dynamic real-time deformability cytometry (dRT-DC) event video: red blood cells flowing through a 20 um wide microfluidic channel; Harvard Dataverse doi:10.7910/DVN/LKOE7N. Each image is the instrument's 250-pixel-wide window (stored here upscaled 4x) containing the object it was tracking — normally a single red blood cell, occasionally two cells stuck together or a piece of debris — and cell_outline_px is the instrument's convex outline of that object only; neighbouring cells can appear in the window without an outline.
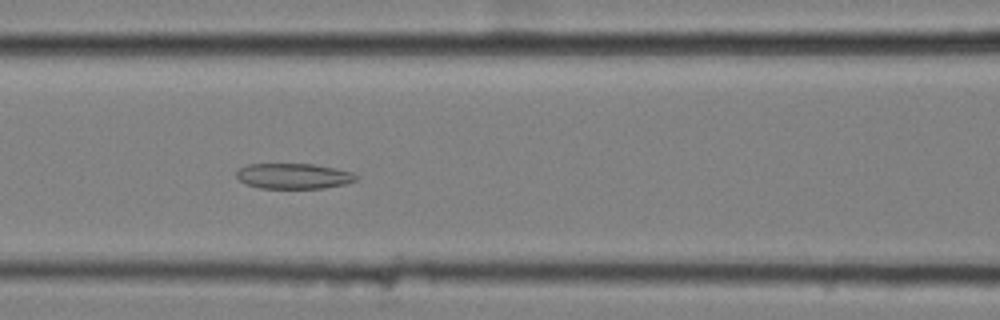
{"species": "common noctule bat (a hibernating species)", "species_latin": "Nyctalus noctula", "temperature_condition": "cold", "stored_images_in_passage": 52, "segment_of_instrument_passage": [1, 2], "camera_frame_rate_fps": 3000, "um_per_image_px": 0.085, "animal": {"sex": "female", "body_mass_g": 25.1}, "frame": {"image": 1, "passage_image": 19, "time_ms": 6.0, "image_size_px": [1000, 320], "cell_outline_px": [[360, 176], [356, 180], [344, 184], [324, 188], [260, 188], [244, 184], [236, 176], [236, 172], [240, 168], [248, 164], [312, 164], [352, 172]], "centroid_in_image_um": [24.94, 14.97], "position_along_channel_um": 141.7, "area_um2": 17.69}}
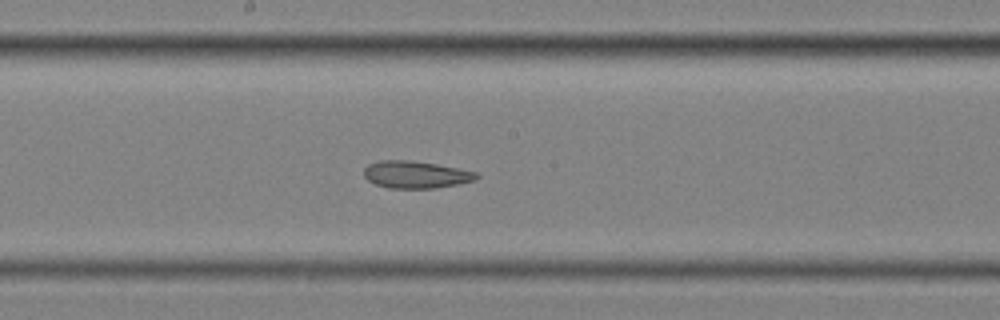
{"frame": {"image": 2, "passage_image": 25, "time_ms": 8.0, "image_size_px": [1000, 320], "cell_outline_px": [[480, 176], [476, 180], [460, 184], [436, 188], [388, 188], [376, 184], [368, 180], [364, 176], [364, 168], [368, 164], [380, 160], [408, 160], [436, 164], [476, 172]], "centroid_in_image_um": [35.34, 14.84], "position_along_channel_um": 212.9, "area_um2": 17.86}}
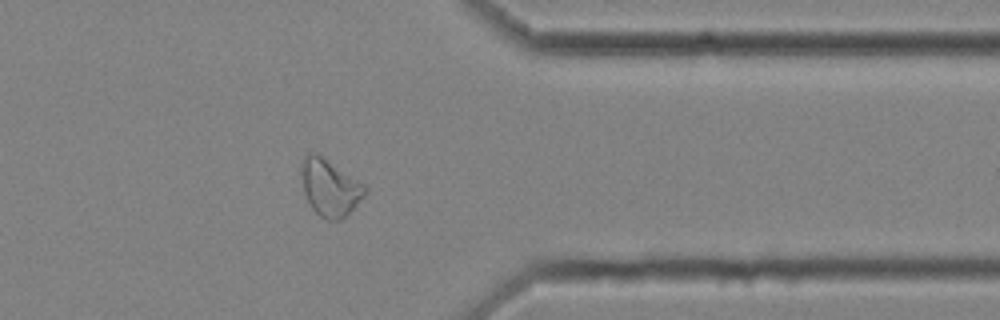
{"frame": {"image": 3, "passage_image": 40, "time_ms": 13.0, "image_size_px": [1000, 320], "cell_outline_px": [[368, 192], [340, 220], [324, 220], [312, 208], [304, 192], [300, 172], [300, 164], [304, 156], [308, 152], [316, 152], [364, 184], [368, 188]], "centroid_in_image_um": [28.01, 15.92], "position_along_channel_um": 383.4, "area_um2": 20.98}}